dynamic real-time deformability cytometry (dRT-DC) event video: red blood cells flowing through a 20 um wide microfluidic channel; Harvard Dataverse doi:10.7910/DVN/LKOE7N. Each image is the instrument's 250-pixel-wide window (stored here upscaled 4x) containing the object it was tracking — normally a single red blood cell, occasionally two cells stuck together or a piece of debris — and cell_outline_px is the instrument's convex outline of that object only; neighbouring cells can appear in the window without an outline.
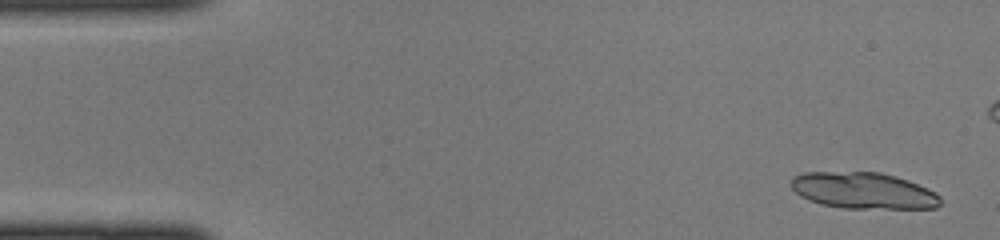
{"species": "common noctule bat (a hibernating species)", "species_latin": "Nyctalus noctula", "temperature_condition": "cold", "stored_images_in_passage": 19, "camera_frame_rate_fps": 3000, "um_per_image_px": 0.085, "animal": {"sex": "female", "body_mass_g": 22.0, "forearm_length_mm": 56.7}, "frame": {"image": 1, "passage_image": 1, "time_ms": 0.0, "image_size_px": [1000, 240], "cell_outline_px": [[940, 204], [936, 208], [844, 208], [820, 204], [808, 200], [800, 196], [792, 188], [792, 176], [804, 172], [880, 172], [896, 176], [908, 180], [928, 188], [940, 196]], "centroid_in_image_um": [73.38, 16.2], "position_along_channel_um": 11.6, "area_um2": 31.67}}